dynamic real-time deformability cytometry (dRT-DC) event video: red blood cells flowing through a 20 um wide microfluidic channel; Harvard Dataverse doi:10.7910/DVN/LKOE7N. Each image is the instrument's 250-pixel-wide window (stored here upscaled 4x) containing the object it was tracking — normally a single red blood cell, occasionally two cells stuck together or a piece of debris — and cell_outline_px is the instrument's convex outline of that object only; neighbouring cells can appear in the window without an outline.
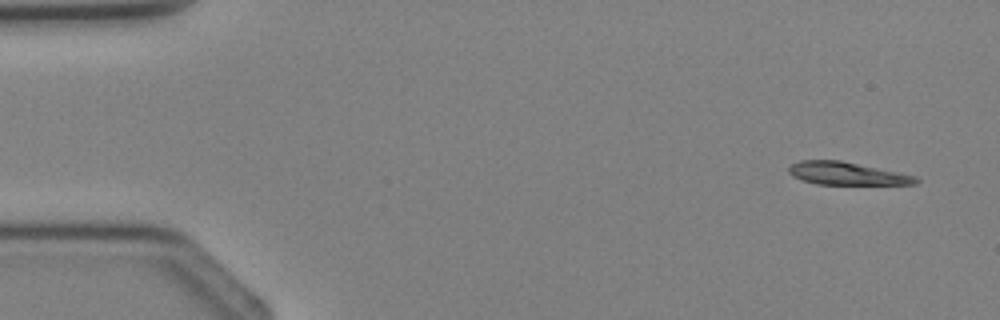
{"species": "Egyptian fruit bat (a non-hibernating species)", "species_latin": "Rousettus aegyptiacus", "temperature_condition": "cold", "stored_images_in_passage": 3, "camera_frame_rate_fps": 3000, "um_per_image_px": 0.085, "animal": {"sex": "female"}, "frame": {"image": 1, "passage_image": 1, "time_ms": 0.0, "image_size_px": [1000, 320], "cell_outline_px": [[920, 180], [916, 184], [816, 184], [792, 176], [788, 172], [788, 168], [792, 164], [800, 160], [840, 160], [916, 176]], "centroid_in_image_um": [71.96, 14.75], "position_along_channel_um": 13.0, "area_um2": 16.65}}
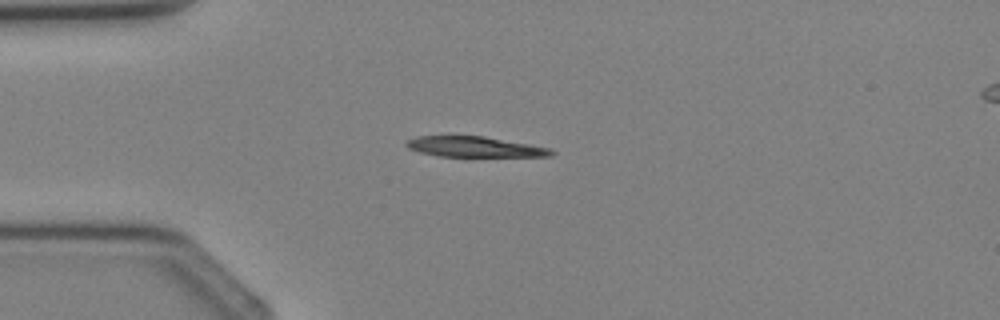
{"frame": {"image": 2, "passage_image": 3, "time_ms": 2.333, "image_size_px": [1000, 320], "cell_outline_px": [[556, 152], [552, 156], [440, 156], [420, 152], [408, 148], [404, 144], [408, 140], [416, 136], [484, 136], [552, 148]], "centroid_in_image_um": [40.37, 12.47], "position_along_channel_um": 44.6, "area_um2": 17.17}}